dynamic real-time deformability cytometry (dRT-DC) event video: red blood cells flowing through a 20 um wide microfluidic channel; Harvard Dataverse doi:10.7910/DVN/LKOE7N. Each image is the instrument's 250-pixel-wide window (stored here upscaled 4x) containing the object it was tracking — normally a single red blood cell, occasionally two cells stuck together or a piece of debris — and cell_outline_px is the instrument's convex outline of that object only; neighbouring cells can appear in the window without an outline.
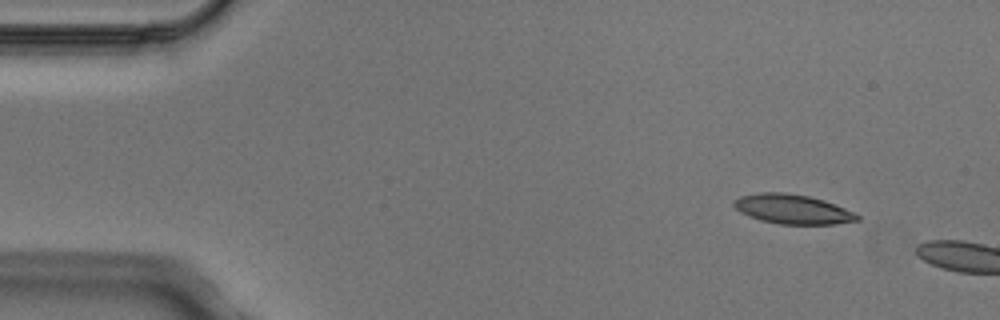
{"species": "Egyptian fruit bat (a non-hibernating species)", "species_latin": "Rousettus aegyptiacus", "temperature_condition": "cold", "stored_images_in_passage": 2, "camera_frame_rate_fps": 3000, "um_per_image_px": 0.085, "animal": {"sex": "male"}, "frame": {"image": 1, "passage_image": 1, "time_ms": 0.0, "image_size_px": [1000, 320], "cell_outline_px": [[860, 220], [836, 224], [780, 224], [760, 220], [748, 216], [740, 212], [732, 204], [740, 196], [760, 192], [784, 192], [808, 196], [824, 200], [836, 204], [860, 216]], "centroid_in_image_um": [67.37, 17.78], "position_along_channel_um": 17.6, "area_um2": 21.15}}